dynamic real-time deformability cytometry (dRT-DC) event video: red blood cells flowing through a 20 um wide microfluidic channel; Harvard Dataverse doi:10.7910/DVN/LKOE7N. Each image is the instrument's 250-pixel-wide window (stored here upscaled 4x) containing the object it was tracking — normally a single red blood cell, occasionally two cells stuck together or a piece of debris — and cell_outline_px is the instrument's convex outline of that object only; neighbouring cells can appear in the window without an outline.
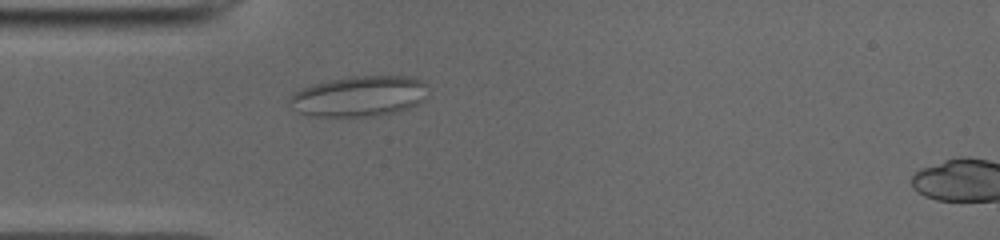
{"species": "common noctule bat (a hibernating species)", "species_latin": "Nyctalus noctula", "temperature_condition": "cold", "stored_images_in_passage": 45, "camera_frame_rate_fps": 3000, "um_per_image_px": 0.085, "animal": {"sex": "male", "body_mass_g": 19.0, "forearm_length_mm": 50.8}, "frame": {"image": 1, "passage_image": 6, "time_ms": 1.667, "image_size_px": [1000, 240], "cell_outline_px": [[424, 100], [400, 112], [372, 116], [312, 116], [300, 112], [288, 104], [288, 100], [300, 88], [312, 84], [328, 80], [352, 76], [412, 76], [420, 80], [424, 84]], "centroid_in_image_um": [30.5, 8.18], "position_along_channel_um": 54.5, "area_um2": 32.54}}
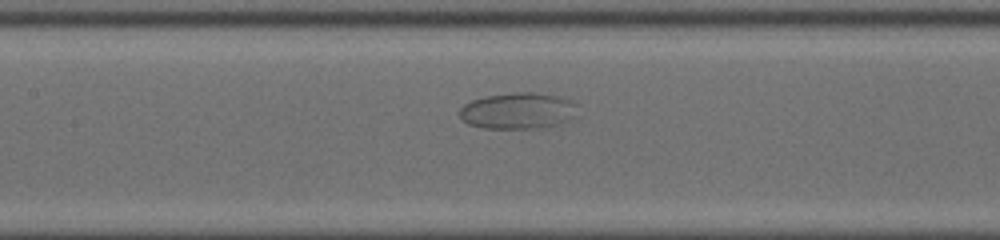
{"frame": {"image": 2, "passage_image": 15, "time_ms": 4.667, "image_size_px": [1000, 240], "cell_outline_px": [[576, 104], [572, 116], [568, 120], [560, 124], [548, 128], [484, 128], [468, 124], [460, 116], [460, 108], [464, 104], [472, 100], [484, 96], [512, 92], [536, 92], [556, 96], [572, 100]], "centroid_in_image_um": [44.01, 9.41], "position_along_channel_um": 163.4, "area_um2": 24.97}}
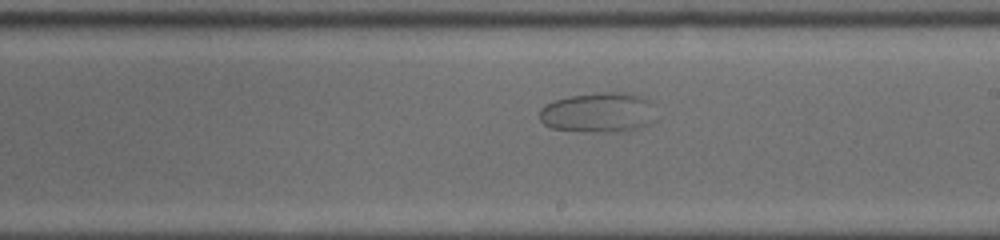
{"frame": {"image": 3, "passage_image": 21, "time_ms": 6.667, "image_size_px": [1000, 240], "cell_outline_px": [[644, 100], [640, 124], [636, 128], [616, 132], [552, 128], [544, 124], [540, 120], [540, 108], [544, 104], [556, 100], [572, 96], [596, 92], [624, 92], [640, 96]], "centroid_in_image_um": [50.53, 9.53], "position_along_channel_um": 238.5, "area_um2": 24.74}}